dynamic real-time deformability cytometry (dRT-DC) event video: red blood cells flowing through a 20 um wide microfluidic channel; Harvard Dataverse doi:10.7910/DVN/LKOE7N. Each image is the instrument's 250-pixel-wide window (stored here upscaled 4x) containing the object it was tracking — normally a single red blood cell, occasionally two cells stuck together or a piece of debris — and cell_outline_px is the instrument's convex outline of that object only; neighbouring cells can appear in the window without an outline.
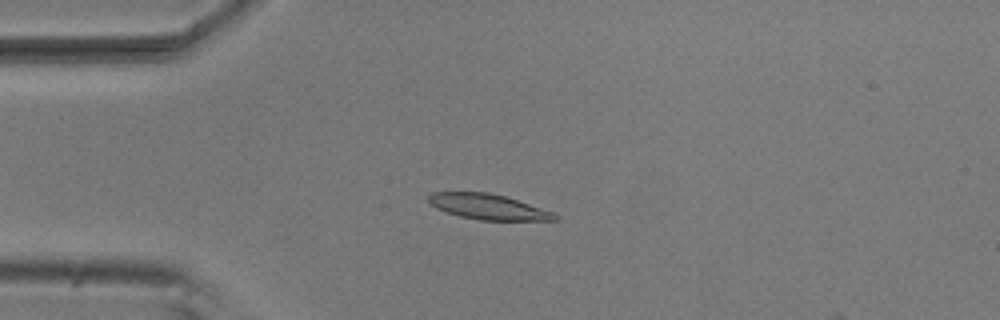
{"species": "common noctule bat (a hibernating species)", "species_latin": "Nyctalus noctula", "temperature_condition": "room temperature", "stored_images_in_passage": 5, "camera_frame_rate_fps": 3000, "um_per_image_px": 0.085, "animal": {"sex": "male", "body_mass_g": 20.5, "forearm_length_mm": 52.5}, "frame": {"image": 1, "passage_image": 4, "time_ms": 1.0, "image_size_px": [1000, 320], "cell_outline_px": [[560, 220], [480, 220], [460, 216], [436, 208], [428, 200], [428, 196], [432, 192], [488, 192], [504, 196], [552, 212], [560, 216]], "centroid_in_image_um": [41.49, 17.58], "position_along_channel_um": 43.5, "area_um2": 18.38}}